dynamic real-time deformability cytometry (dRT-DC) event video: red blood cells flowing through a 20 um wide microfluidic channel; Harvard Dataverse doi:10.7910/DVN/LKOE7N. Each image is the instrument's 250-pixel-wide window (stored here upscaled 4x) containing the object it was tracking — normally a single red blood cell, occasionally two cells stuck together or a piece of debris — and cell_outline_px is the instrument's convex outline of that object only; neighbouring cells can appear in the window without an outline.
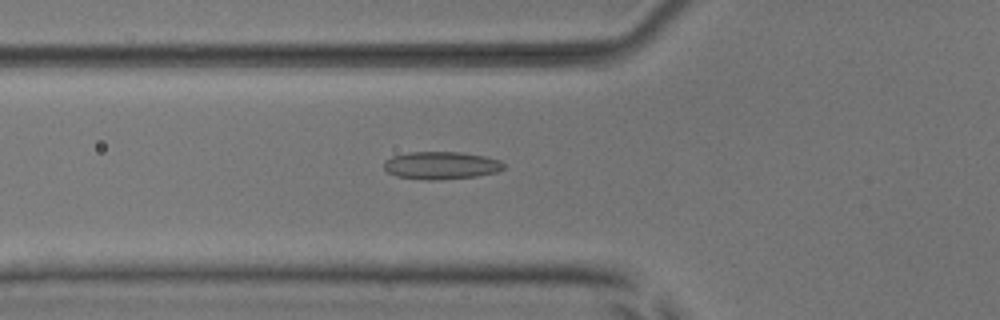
{"species": "common noctule bat (a hibernating species)", "species_latin": "Nyctalus noctula", "temperature_condition": "room temperature", "stored_images_in_passage": 54, "camera_frame_rate_fps": 3000, "um_per_image_px": 0.085, "animal": {"sex": "male", "body_mass_g": 17.9, "forearm_length_mm": 54.2}, "frame": {"image": 1, "passage_image": 20, "time_ms": 6.333, "image_size_px": [1000, 320], "cell_outline_px": [[504, 168], [496, 172], [476, 176], [436, 180], [428, 180], [396, 176], [388, 172], [384, 168], [384, 160], [392, 156], [408, 152], [460, 152], [484, 156], [500, 160], [504, 164]], "centroid_in_image_um": [37.48, 14.05], "position_along_channel_um": 88.3, "area_um2": 19.25}}
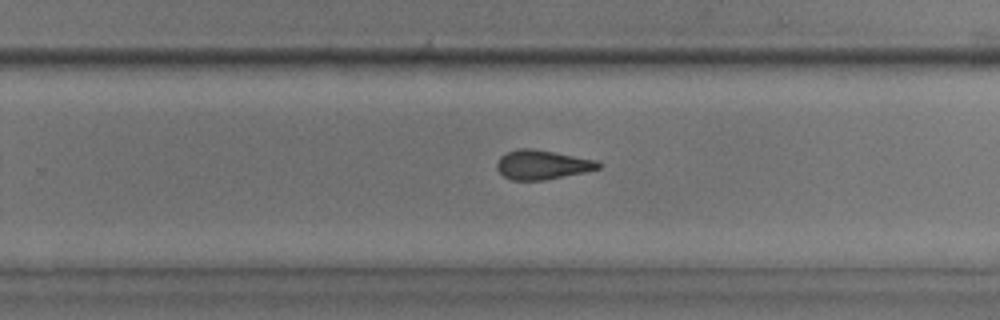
{"frame": {"image": 2, "passage_image": 35, "time_ms": 11.333, "image_size_px": [1000, 320], "cell_outline_px": [[600, 168], [584, 172], [544, 180], [512, 180], [504, 176], [496, 168], [496, 160], [500, 156], [508, 152], [520, 148], [532, 148], [596, 160], [600, 164]], "centroid_in_image_um": [46.04, 14.0], "position_along_channel_um": 283.8, "area_um2": 17.17}}
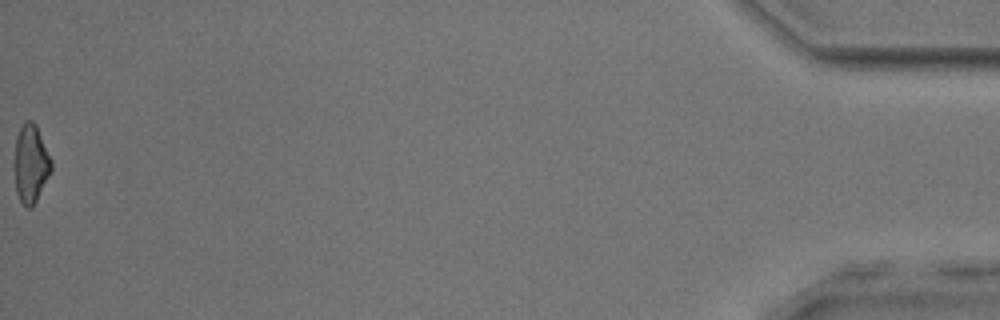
{"frame": {"image": 3, "passage_image": 54, "time_ms": 17.667, "image_size_px": [1000, 320], "cell_outline_px": [[52, 172], [32, 208], [28, 208], [20, 200], [16, 192], [12, 168], [12, 160], [16, 136], [20, 128], [28, 120], [32, 120], [36, 124], [52, 160]], "centroid_in_image_um": [2.59, 13.92], "position_along_channel_um": 432.6, "area_um2": 17.46}, "authors_computed_cell_mechanics": {"area_um2": 18.0625, "velocity_mm_per_s": 3.9122, "shape_relaxation_time_tau1_ms": null, "shape_relaxation_time_tau2_ms": 2.4426, "deformation_change_tau1": null, "deformation_change_tau2": 0.1132}}